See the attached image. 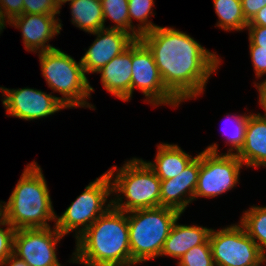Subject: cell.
Listing matches in <instances>:
<instances>
[{"mask_svg": "<svg viewBox=\"0 0 266 266\" xmlns=\"http://www.w3.org/2000/svg\"><path fill=\"white\" fill-rule=\"evenodd\" d=\"M152 52L165 87L180 101L204 92L221 59L187 33L158 26L139 38Z\"/></svg>", "mask_w": 266, "mask_h": 266, "instance_id": "6da1fadb", "label": "cell"}, {"mask_svg": "<svg viewBox=\"0 0 266 266\" xmlns=\"http://www.w3.org/2000/svg\"><path fill=\"white\" fill-rule=\"evenodd\" d=\"M72 263L132 266L127 213L111 207L76 238Z\"/></svg>", "mask_w": 266, "mask_h": 266, "instance_id": "7a4b0ae2", "label": "cell"}, {"mask_svg": "<svg viewBox=\"0 0 266 266\" xmlns=\"http://www.w3.org/2000/svg\"><path fill=\"white\" fill-rule=\"evenodd\" d=\"M3 203L4 219L15 230L48 228L49 221H56L47 182L35 161L26 166L8 201Z\"/></svg>", "mask_w": 266, "mask_h": 266, "instance_id": "3957f363", "label": "cell"}, {"mask_svg": "<svg viewBox=\"0 0 266 266\" xmlns=\"http://www.w3.org/2000/svg\"><path fill=\"white\" fill-rule=\"evenodd\" d=\"M107 174L111 180L112 193L115 192L117 196L111 200L113 208L128 213L160 207L161 180L141 158L130 159L119 169L114 166ZM118 193L123 194V197ZM124 197L126 201L122 200Z\"/></svg>", "mask_w": 266, "mask_h": 266, "instance_id": "277c9868", "label": "cell"}, {"mask_svg": "<svg viewBox=\"0 0 266 266\" xmlns=\"http://www.w3.org/2000/svg\"><path fill=\"white\" fill-rule=\"evenodd\" d=\"M181 214L163 206L127 213L132 266L160 256L165 240Z\"/></svg>", "mask_w": 266, "mask_h": 266, "instance_id": "5b68a950", "label": "cell"}, {"mask_svg": "<svg viewBox=\"0 0 266 266\" xmlns=\"http://www.w3.org/2000/svg\"><path fill=\"white\" fill-rule=\"evenodd\" d=\"M38 54L42 75L48 87L62 94L60 101L66 108L95 109V106L87 102L94 89L88 81L81 60L76 62L58 48Z\"/></svg>", "mask_w": 266, "mask_h": 266, "instance_id": "8992f818", "label": "cell"}, {"mask_svg": "<svg viewBox=\"0 0 266 266\" xmlns=\"http://www.w3.org/2000/svg\"><path fill=\"white\" fill-rule=\"evenodd\" d=\"M111 194V180L105 172L90 182L61 216L56 215L54 226L64 236L75 230V238H78L112 207V201H107Z\"/></svg>", "mask_w": 266, "mask_h": 266, "instance_id": "52a82bcc", "label": "cell"}, {"mask_svg": "<svg viewBox=\"0 0 266 266\" xmlns=\"http://www.w3.org/2000/svg\"><path fill=\"white\" fill-rule=\"evenodd\" d=\"M243 166L236 154H219L216 143L209 145L200 152V171L194 200L198 197L212 198L235 187Z\"/></svg>", "mask_w": 266, "mask_h": 266, "instance_id": "ba28073f", "label": "cell"}, {"mask_svg": "<svg viewBox=\"0 0 266 266\" xmlns=\"http://www.w3.org/2000/svg\"><path fill=\"white\" fill-rule=\"evenodd\" d=\"M209 242L215 266H260L266 263V257L240 223L221 230L212 229Z\"/></svg>", "mask_w": 266, "mask_h": 266, "instance_id": "9c48e42d", "label": "cell"}, {"mask_svg": "<svg viewBox=\"0 0 266 266\" xmlns=\"http://www.w3.org/2000/svg\"><path fill=\"white\" fill-rule=\"evenodd\" d=\"M138 88L152 105L177 107L181 102L165 87L152 52L140 40L132 43L131 98Z\"/></svg>", "mask_w": 266, "mask_h": 266, "instance_id": "30bf717a", "label": "cell"}, {"mask_svg": "<svg viewBox=\"0 0 266 266\" xmlns=\"http://www.w3.org/2000/svg\"><path fill=\"white\" fill-rule=\"evenodd\" d=\"M62 235L56 227L17 229L13 254L28 266H61L56 255Z\"/></svg>", "mask_w": 266, "mask_h": 266, "instance_id": "8fae6325", "label": "cell"}, {"mask_svg": "<svg viewBox=\"0 0 266 266\" xmlns=\"http://www.w3.org/2000/svg\"><path fill=\"white\" fill-rule=\"evenodd\" d=\"M3 92L2 103L9 116L23 120H38L66 109L60 97L32 88L8 89L0 87Z\"/></svg>", "mask_w": 266, "mask_h": 266, "instance_id": "7c38bea8", "label": "cell"}, {"mask_svg": "<svg viewBox=\"0 0 266 266\" xmlns=\"http://www.w3.org/2000/svg\"><path fill=\"white\" fill-rule=\"evenodd\" d=\"M91 34L97 37L84 56L81 57V64L86 74L98 72L135 41L129 33L108 27Z\"/></svg>", "mask_w": 266, "mask_h": 266, "instance_id": "4fadbf2b", "label": "cell"}, {"mask_svg": "<svg viewBox=\"0 0 266 266\" xmlns=\"http://www.w3.org/2000/svg\"><path fill=\"white\" fill-rule=\"evenodd\" d=\"M59 21L56 15L22 14L13 18L8 24L21 29L22 40L27 51L41 53L56 49L48 42L60 34L63 24Z\"/></svg>", "mask_w": 266, "mask_h": 266, "instance_id": "5bb4252c", "label": "cell"}, {"mask_svg": "<svg viewBox=\"0 0 266 266\" xmlns=\"http://www.w3.org/2000/svg\"><path fill=\"white\" fill-rule=\"evenodd\" d=\"M200 171V153L175 178L161 180L160 207H170L184 213L194 200Z\"/></svg>", "mask_w": 266, "mask_h": 266, "instance_id": "9a60e30c", "label": "cell"}, {"mask_svg": "<svg viewBox=\"0 0 266 266\" xmlns=\"http://www.w3.org/2000/svg\"><path fill=\"white\" fill-rule=\"evenodd\" d=\"M96 73L101 74L105 90L128 102L131 99L132 44Z\"/></svg>", "mask_w": 266, "mask_h": 266, "instance_id": "2e32d148", "label": "cell"}, {"mask_svg": "<svg viewBox=\"0 0 266 266\" xmlns=\"http://www.w3.org/2000/svg\"><path fill=\"white\" fill-rule=\"evenodd\" d=\"M248 167H266V114H249L244 146L236 154Z\"/></svg>", "mask_w": 266, "mask_h": 266, "instance_id": "e0dca14e", "label": "cell"}, {"mask_svg": "<svg viewBox=\"0 0 266 266\" xmlns=\"http://www.w3.org/2000/svg\"><path fill=\"white\" fill-rule=\"evenodd\" d=\"M179 219L175 221L160 254L178 258V261L191 248L206 243L212 230L203 226L181 225L177 223Z\"/></svg>", "mask_w": 266, "mask_h": 266, "instance_id": "ac0fdd59", "label": "cell"}, {"mask_svg": "<svg viewBox=\"0 0 266 266\" xmlns=\"http://www.w3.org/2000/svg\"><path fill=\"white\" fill-rule=\"evenodd\" d=\"M157 149L155 161L145 162L160 180L175 178L194 159L176 144L160 143Z\"/></svg>", "mask_w": 266, "mask_h": 266, "instance_id": "d6986e66", "label": "cell"}, {"mask_svg": "<svg viewBox=\"0 0 266 266\" xmlns=\"http://www.w3.org/2000/svg\"><path fill=\"white\" fill-rule=\"evenodd\" d=\"M70 2L72 23L92 33L104 28V15L101 0H67Z\"/></svg>", "mask_w": 266, "mask_h": 266, "instance_id": "ffe728a7", "label": "cell"}, {"mask_svg": "<svg viewBox=\"0 0 266 266\" xmlns=\"http://www.w3.org/2000/svg\"><path fill=\"white\" fill-rule=\"evenodd\" d=\"M215 13L218 16L216 26L225 31H242L248 21L242 10L241 0H213Z\"/></svg>", "mask_w": 266, "mask_h": 266, "instance_id": "44dd1931", "label": "cell"}, {"mask_svg": "<svg viewBox=\"0 0 266 266\" xmlns=\"http://www.w3.org/2000/svg\"><path fill=\"white\" fill-rule=\"evenodd\" d=\"M240 219V224L266 257V206H251Z\"/></svg>", "mask_w": 266, "mask_h": 266, "instance_id": "7402d4cb", "label": "cell"}, {"mask_svg": "<svg viewBox=\"0 0 266 266\" xmlns=\"http://www.w3.org/2000/svg\"><path fill=\"white\" fill-rule=\"evenodd\" d=\"M154 3V0H128L129 34L135 40H138L142 34L158 27L153 24L152 21L148 20V17H150L149 15H153L152 7L154 6ZM133 18L140 22V24L137 25V28L132 24Z\"/></svg>", "mask_w": 266, "mask_h": 266, "instance_id": "603a6c76", "label": "cell"}, {"mask_svg": "<svg viewBox=\"0 0 266 266\" xmlns=\"http://www.w3.org/2000/svg\"><path fill=\"white\" fill-rule=\"evenodd\" d=\"M104 15V28L106 18L115 23L109 29H119L129 33V7L128 0H101Z\"/></svg>", "mask_w": 266, "mask_h": 266, "instance_id": "cb8c5ba5", "label": "cell"}, {"mask_svg": "<svg viewBox=\"0 0 266 266\" xmlns=\"http://www.w3.org/2000/svg\"><path fill=\"white\" fill-rule=\"evenodd\" d=\"M227 117H229L228 118L229 120L233 119V122L232 120L231 122L234 123V125L231 124L232 125L231 127L234 128L232 129L231 133L225 132V134L227 133L226 134L227 136L224 135L227 137L226 141L230 144V148L228 149L227 154H237L241 150V148L244 146V140H245V134H246V128H247V122H248L249 115L245 114V115L231 116L230 114H227Z\"/></svg>", "mask_w": 266, "mask_h": 266, "instance_id": "d4e9b609", "label": "cell"}, {"mask_svg": "<svg viewBox=\"0 0 266 266\" xmlns=\"http://www.w3.org/2000/svg\"><path fill=\"white\" fill-rule=\"evenodd\" d=\"M177 264L178 266H215L209 240L191 248Z\"/></svg>", "mask_w": 266, "mask_h": 266, "instance_id": "484cf974", "label": "cell"}, {"mask_svg": "<svg viewBox=\"0 0 266 266\" xmlns=\"http://www.w3.org/2000/svg\"><path fill=\"white\" fill-rule=\"evenodd\" d=\"M23 14H60V6L55 0H23Z\"/></svg>", "mask_w": 266, "mask_h": 266, "instance_id": "4316f807", "label": "cell"}, {"mask_svg": "<svg viewBox=\"0 0 266 266\" xmlns=\"http://www.w3.org/2000/svg\"><path fill=\"white\" fill-rule=\"evenodd\" d=\"M1 226H7L5 229ZM15 229L3 218L0 221V264L13 254Z\"/></svg>", "mask_w": 266, "mask_h": 266, "instance_id": "83f0119b", "label": "cell"}, {"mask_svg": "<svg viewBox=\"0 0 266 266\" xmlns=\"http://www.w3.org/2000/svg\"><path fill=\"white\" fill-rule=\"evenodd\" d=\"M23 0H0V14L9 23L13 18L23 14Z\"/></svg>", "mask_w": 266, "mask_h": 266, "instance_id": "f1b7e54d", "label": "cell"}, {"mask_svg": "<svg viewBox=\"0 0 266 266\" xmlns=\"http://www.w3.org/2000/svg\"><path fill=\"white\" fill-rule=\"evenodd\" d=\"M249 49L256 77L262 78V76L266 75V48L249 46Z\"/></svg>", "mask_w": 266, "mask_h": 266, "instance_id": "f546056e", "label": "cell"}, {"mask_svg": "<svg viewBox=\"0 0 266 266\" xmlns=\"http://www.w3.org/2000/svg\"><path fill=\"white\" fill-rule=\"evenodd\" d=\"M249 31V46H260L266 48V26H247Z\"/></svg>", "mask_w": 266, "mask_h": 266, "instance_id": "4dcf8cb0", "label": "cell"}, {"mask_svg": "<svg viewBox=\"0 0 266 266\" xmlns=\"http://www.w3.org/2000/svg\"><path fill=\"white\" fill-rule=\"evenodd\" d=\"M241 4L245 19L250 22L266 6V0H241Z\"/></svg>", "mask_w": 266, "mask_h": 266, "instance_id": "1f68e13d", "label": "cell"}, {"mask_svg": "<svg viewBox=\"0 0 266 266\" xmlns=\"http://www.w3.org/2000/svg\"><path fill=\"white\" fill-rule=\"evenodd\" d=\"M247 26H266V6L259 10Z\"/></svg>", "mask_w": 266, "mask_h": 266, "instance_id": "d6a6232c", "label": "cell"}, {"mask_svg": "<svg viewBox=\"0 0 266 266\" xmlns=\"http://www.w3.org/2000/svg\"><path fill=\"white\" fill-rule=\"evenodd\" d=\"M255 87L259 91V103L266 114V79L263 82L255 83Z\"/></svg>", "mask_w": 266, "mask_h": 266, "instance_id": "836d02e7", "label": "cell"}, {"mask_svg": "<svg viewBox=\"0 0 266 266\" xmlns=\"http://www.w3.org/2000/svg\"><path fill=\"white\" fill-rule=\"evenodd\" d=\"M0 266H28L23 260L14 254L10 255Z\"/></svg>", "mask_w": 266, "mask_h": 266, "instance_id": "e575fe53", "label": "cell"}, {"mask_svg": "<svg viewBox=\"0 0 266 266\" xmlns=\"http://www.w3.org/2000/svg\"><path fill=\"white\" fill-rule=\"evenodd\" d=\"M6 22L2 19L1 14H0V34L5 29Z\"/></svg>", "mask_w": 266, "mask_h": 266, "instance_id": "d590c367", "label": "cell"}, {"mask_svg": "<svg viewBox=\"0 0 266 266\" xmlns=\"http://www.w3.org/2000/svg\"><path fill=\"white\" fill-rule=\"evenodd\" d=\"M3 202H0V221L4 218V213H3Z\"/></svg>", "mask_w": 266, "mask_h": 266, "instance_id": "8d00e7d4", "label": "cell"}, {"mask_svg": "<svg viewBox=\"0 0 266 266\" xmlns=\"http://www.w3.org/2000/svg\"><path fill=\"white\" fill-rule=\"evenodd\" d=\"M60 7H62L63 3H66L67 0H55Z\"/></svg>", "mask_w": 266, "mask_h": 266, "instance_id": "74e56055", "label": "cell"}]
</instances>
